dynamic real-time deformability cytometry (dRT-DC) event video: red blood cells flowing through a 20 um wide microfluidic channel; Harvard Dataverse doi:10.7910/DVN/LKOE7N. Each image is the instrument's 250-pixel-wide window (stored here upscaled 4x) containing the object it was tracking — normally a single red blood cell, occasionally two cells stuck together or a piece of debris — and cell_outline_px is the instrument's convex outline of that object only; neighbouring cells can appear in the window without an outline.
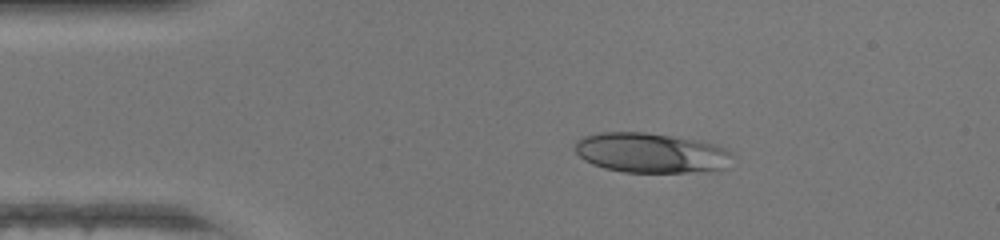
{"species": "human", "species_latin": "Homo sapiens", "temperature_condition": "warm", "stored_images_in_passage": 39, "camera_frame_rate_fps": 3000, "um_per_image_px": 0.085, "donor": {"sex": "female"}, "frame": {"image": 1, "passage_image": 1, "time_ms": 0.0, "image_size_px": [1000, 240], "cell_outline_px": [[736, 156], [724, 168], [688, 172], [624, 172], [604, 168], [592, 164], [584, 160], [576, 152], [576, 140], [584, 136], [600, 132], [644, 132], [696, 140], [716, 144], [732, 152]], "centroid_in_image_um": [55.33, 12.99], "position_along_channel_um": 29.7, "area_um2": 36.53}}
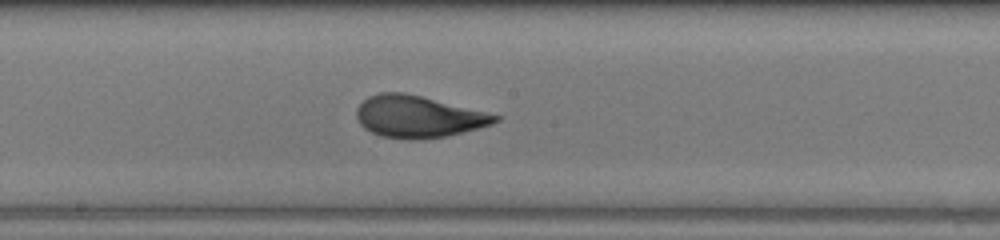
{"frame": {"image": 2, "passage_image": 17, "time_ms": 5.333, "image_size_px": [1000, 240], "cell_outline_px": [[500, 120], [492, 124], [448, 136], [380, 136], [364, 128], [360, 124], [356, 116], [356, 108], [368, 96], [380, 92], [404, 92], [500, 116]], "centroid_in_image_um": [35.5, 9.87], "position_along_channel_um": 212.7, "area_um2": 32.48}}
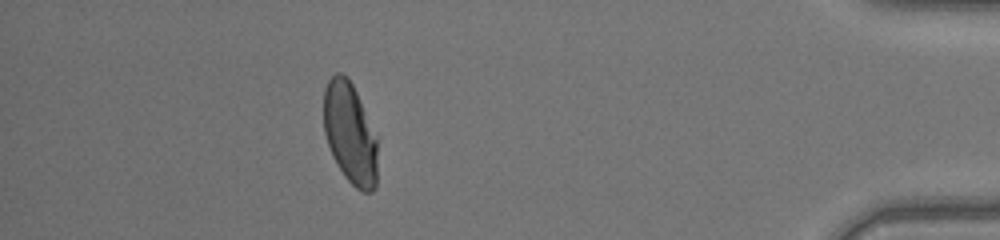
{"frame": {"image": 3, "passage_image": 34, "time_ms": 11.0, "image_size_px": [1000, 240], "cell_outline_px": [[376, 188], [372, 192], [364, 192], [356, 188], [344, 176], [332, 156], [324, 132], [324, 88], [328, 80], [336, 72], [340, 72], [352, 84], [356, 92], [376, 140]], "centroid_in_image_um": [29.72, 11.36], "position_along_channel_um": 405.5, "area_um2": 31.1}, "authors_computed_cell_mechanics": {"area_um2": 33.1772, "velocity_mm_per_s": 4.3858, "shape_relaxation_time_tau1_ms": 6.2207, "shape_relaxation_time_tau2_ms": null, "deformation_change_tau1": 0.2353, "deformation_change_tau2": null}}